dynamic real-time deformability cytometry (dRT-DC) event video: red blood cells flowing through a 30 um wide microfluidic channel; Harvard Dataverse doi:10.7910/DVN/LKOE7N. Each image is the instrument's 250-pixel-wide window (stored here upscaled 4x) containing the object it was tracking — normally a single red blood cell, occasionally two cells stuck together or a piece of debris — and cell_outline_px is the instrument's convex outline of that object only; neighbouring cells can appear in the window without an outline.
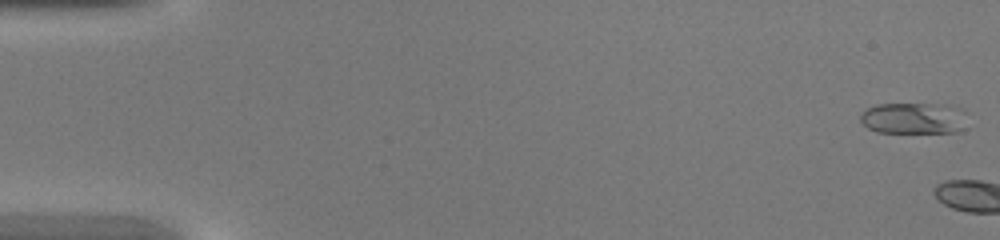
{"species": "common noctule bat (a hibernating species)", "species_latin": "Nyctalus noctula", "temperature_condition": "warm", "stored_images_in_passage": 4, "camera_frame_rate_fps": 3000, "um_per_image_px": 0.085, "animal": {"sex": "female", "body_mass_g": 20.0, "forearm_length_mm": 54.0}, "frame": {"image": 1, "passage_image": 1, "time_ms": 0.0, "image_size_px": [1000, 240], "cell_outline_px": [[964, 128], [956, 132], [876, 132], [868, 128], [860, 120], [860, 116], [868, 108], [876, 104], [948, 104], [964, 108]], "centroid_in_image_um": [77.69, 10.04], "position_along_channel_um": 7.3, "area_um2": 19.54}}